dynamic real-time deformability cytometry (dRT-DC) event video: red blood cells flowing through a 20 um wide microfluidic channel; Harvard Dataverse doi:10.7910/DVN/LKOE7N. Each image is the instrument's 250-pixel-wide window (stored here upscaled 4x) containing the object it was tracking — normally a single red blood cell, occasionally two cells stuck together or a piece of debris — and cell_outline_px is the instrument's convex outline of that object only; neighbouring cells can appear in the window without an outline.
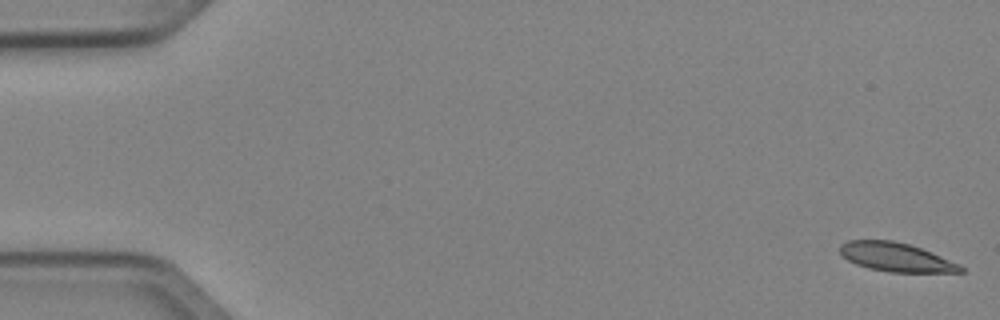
{"species": "Egyptian fruit bat (a non-hibernating species)", "species_latin": "Rousettus aegyptiacus", "temperature_condition": "cold", "stored_images_in_passage": 50, "camera_frame_rate_fps": 3000, "um_per_image_px": 0.085, "animal": {"sex": "female"}, "frame": {"image": 1, "passage_image": 1, "time_ms": 0.0, "image_size_px": [1000, 320], "cell_outline_px": [[964, 272], [888, 272], [868, 268], [856, 264], [848, 260], [840, 252], [840, 244], [848, 240], [892, 240], [908, 244], [932, 252], [960, 264], [964, 268]], "centroid_in_image_um": [76.17, 21.86], "position_along_channel_um": 8.8, "area_um2": 20.23}}
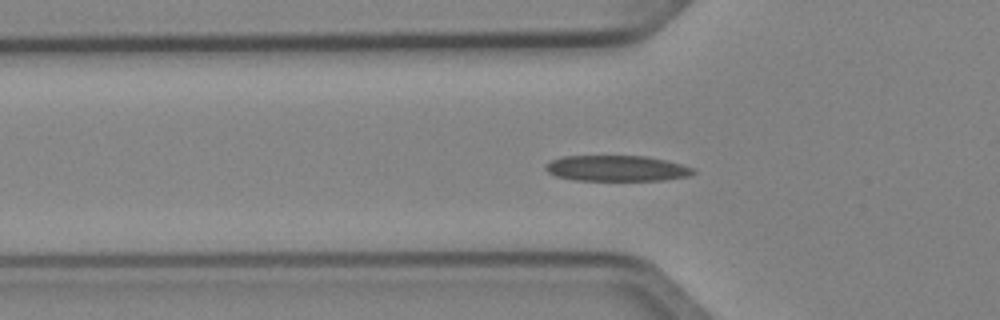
{"frame": {"image": 2, "passage_image": 17, "time_ms": 5.333, "image_size_px": [1000, 320], "cell_outline_px": [[696, 172], [688, 176], [664, 180], [572, 180], [556, 176], [548, 172], [544, 168], [552, 160], [564, 156], [644, 156], [664, 160], [680, 164], [692, 168]], "centroid_in_image_um": [52.4, 14.31], "position_along_channel_um": 73.4, "area_um2": 21.91}}
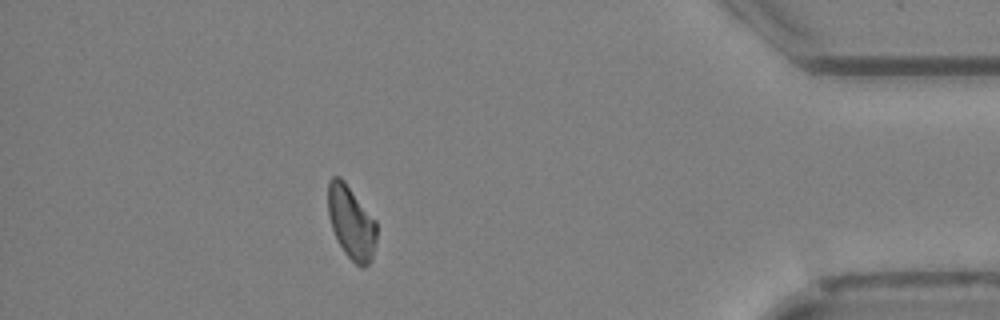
{"frame": {"image": 3, "passage_image": 45, "time_ms": 14.667, "image_size_px": [1000, 320], "cell_outline_px": [[376, 240], [372, 260], [364, 268], [360, 268], [344, 252], [332, 228], [328, 216], [328, 180], [332, 176], [340, 176], [344, 180], [376, 220]], "centroid_in_image_um": [29.86, 18.89], "position_along_channel_um": 405.3, "area_um2": 20.81}, "authors_computed_cell_mechanics": {"area_um2": 21.4438, "velocity_mm_per_s": 4.0328, "shape_relaxation_time_tau1_ms": 9.8421, "shape_relaxation_time_tau2_ms": null, "deformation_change_tau1": 0.1847, "deformation_change_tau2": null}}